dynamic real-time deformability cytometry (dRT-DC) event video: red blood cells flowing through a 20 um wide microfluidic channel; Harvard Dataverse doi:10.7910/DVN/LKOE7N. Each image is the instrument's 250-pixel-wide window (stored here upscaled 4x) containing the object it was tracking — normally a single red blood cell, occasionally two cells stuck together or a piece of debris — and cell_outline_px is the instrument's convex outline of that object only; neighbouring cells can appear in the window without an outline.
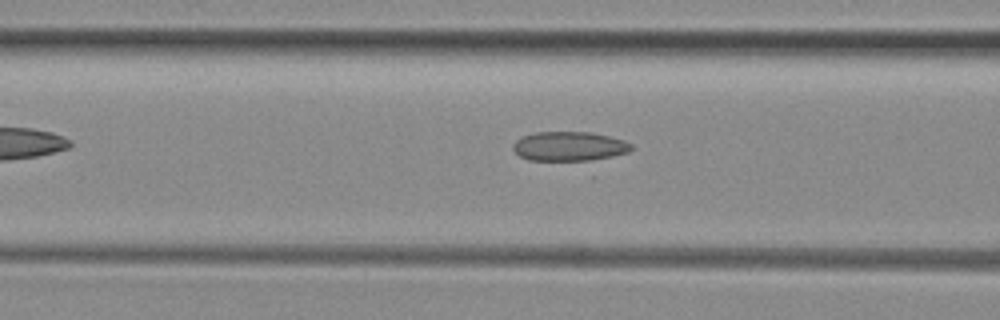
{"species": "common noctule bat (a hibernating species)", "species_latin": "Nyctalus noctula", "temperature_condition": "room temperature", "stored_images_in_passage": 29, "camera_frame_rate_fps": 3000, "um_per_image_px": 0.085, "animal": {"sex": "female", "body_mass_g": 29.2, "forearm_length_mm": 56.3}, "frame": {"image": 1, "passage_image": 7, "time_ms": 2.0, "image_size_px": [1000, 320], "cell_outline_px": [[632, 148], [628, 152], [584, 164], [528, 160], [520, 156], [512, 148], [512, 144], [520, 136], [536, 132], [592, 132], [624, 140], [632, 144]], "centroid_in_image_um": [48.38, 12.49], "position_along_channel_um": 118.2, "area_um2": 21.39}}
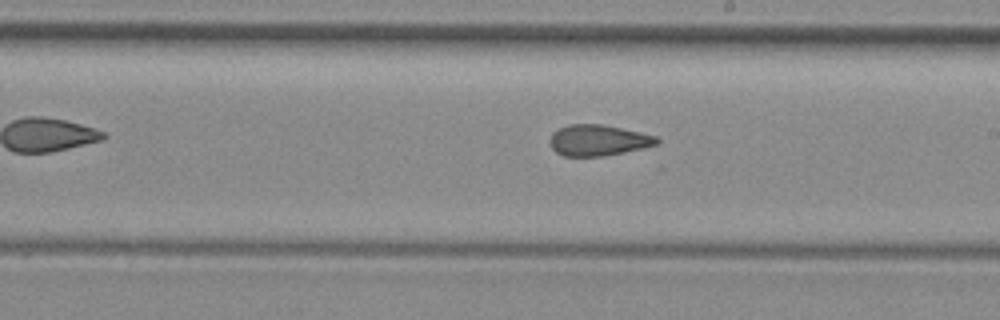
{"frame": {"image": 2, "passage_image": 16, "time_ms": 5.0, "image_size_px": [1000, 320], "cell_outline_px": [[660, 140], [656, 144], [624, 152], [604, 156], [564, 156], [556, 152], [552, 148], [548, 140], [552, 132], [568, 124], [600, 124], [640, 132], [656, 136]], "centroid_in_image_um": [50.79, 11.92], "position_along_channel_um": 238.2, "area_um2": 19.19}}
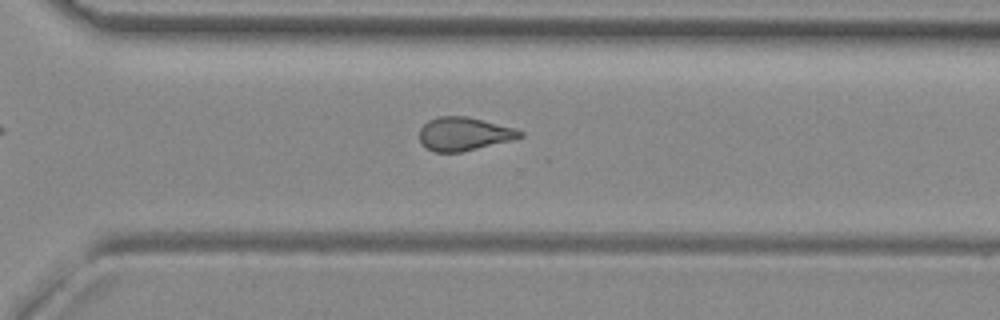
{"frame": {"image": 3, "passage_image": 23, "time_ms": 7.333, "image_size_px": [1000, 320], "cell_outline_px": [[524, 136], [512, 140], [460, 152], [436, 152], [428, 148], [420, 140], [420, 128], [428, 120], [440, 116], [468, 116], [512, 128], [524, 132]], "centroid_in_image_um": [39.44, 11.37], "position_along_channel_um": 331.2, "area_um2": 19.25}}